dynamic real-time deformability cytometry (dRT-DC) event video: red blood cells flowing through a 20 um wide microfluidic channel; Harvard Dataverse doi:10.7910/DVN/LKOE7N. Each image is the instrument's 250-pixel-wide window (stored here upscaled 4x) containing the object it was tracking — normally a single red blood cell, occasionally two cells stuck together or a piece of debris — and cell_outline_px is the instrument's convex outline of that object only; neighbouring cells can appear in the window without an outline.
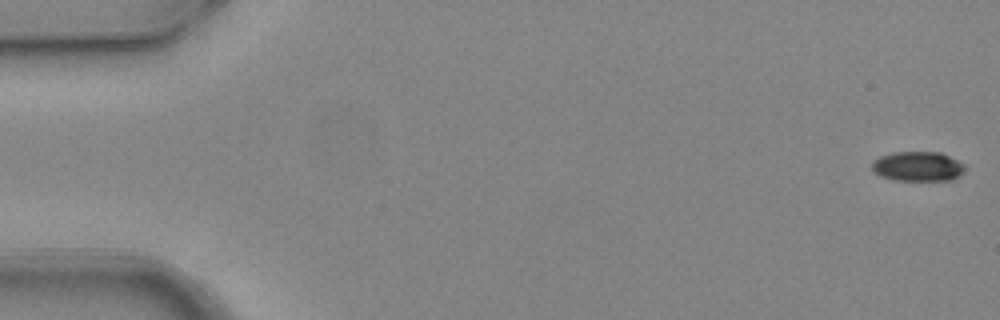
{"species": "common noctule bat (a hibernating species)", "species_latin": "Nyctalus noctula", "temperature_condition": "warm", "stored_images_in_passage": 4, "camera_frame_rate_fps": 3000, "um_per_image_px": 0.085, "animal": {"sex": "female", "body_mass_g": 24.6, "forearm_length_mm": 56.2}, "frame": {"image": 1, "passage_image": 1, "time_ms": 0.0, "image_size_px": [1000, 320], "cell_outline_px": [[964, 172], [960, 176], [952, 180], [896, 180], [880, 176], [872, 172], [872, 160], [880, 156], [892, 152], [940, 152], [964, 164]], "centroid_in_image_um": [77.98, 14.14], "position_along_channel_um": 7.0, "area_um2": 16.18}}
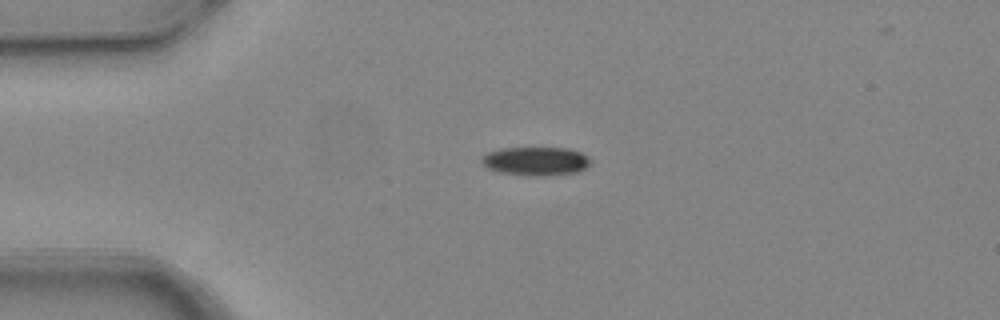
{"frame": {"image": 2, "passage_image": 4, "time_ms": 1.0, "image_size_px": [1000, 320], "cell_outline_px": [[592, 164], [588, 168], [580, 172], [552, 176], [528, 176], [500, 172], [488, 168], [480, 164], [480, 160], [488, 152], [500, 148], [568, 148], [580, 152], [588, 156], [592, 160]], "centroid_in_image_um": [45.6, 13.71], "position_along_channel_um": 39.4, "area_um2": 18.67}}